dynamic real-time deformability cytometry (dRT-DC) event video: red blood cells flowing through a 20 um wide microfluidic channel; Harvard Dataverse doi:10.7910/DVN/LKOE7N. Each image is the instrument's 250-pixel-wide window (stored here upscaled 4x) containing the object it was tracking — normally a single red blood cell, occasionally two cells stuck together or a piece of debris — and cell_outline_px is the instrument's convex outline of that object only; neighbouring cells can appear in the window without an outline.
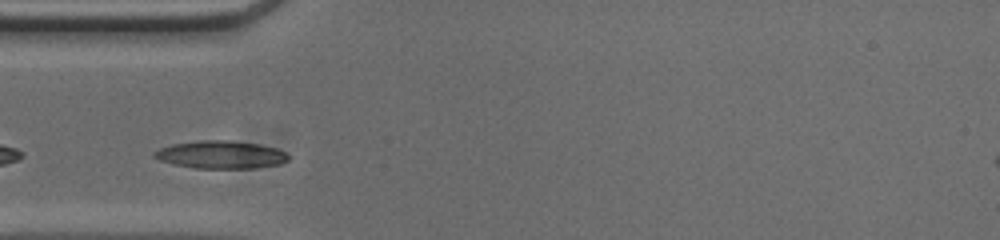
{"species": "common noctule bat (a hibernating species)", "species_latin": "Nyctalus noctula", "temperature_condition": "cold", "stored_images_in_passage": 31, "camera_frame_rate_fps": 3000, "um_per_image_px": 0.085, "animal": {"sex": "male", "body_mass_g": 20.0, "forearm_length_mm": 53.3}, "frame": {"image": 1, "passage_image": 2, "time_ms": 0.333, "image_size_px": [1000, 240], "cell_outline_px": [[288, 160], [280, 164], [252, 168], [196, 168], [172, 164], [160, 160], [152, 156], [152, 152], [160, 148], [172, 144], [200, 140], [228, 140], [260, 144], [276, 148], [284, 152], [288, 156]], "centroid_in_image_um": [18.73, 13.14], "position_along_channel_um": 66.3, "area_um2": 21.68}}
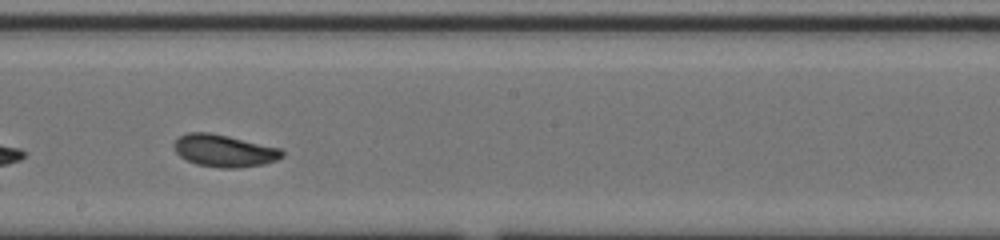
{"frame": {"image": 2, "passage_image": 15, "time_ms": 4.667, "image_size_px": [1000, 240], "cell_outline_px": [[284, 156], [276, 160], [264, 164], [236, 168], [220, 168], [196, 164], [180, 156], [172, 148], [172, 144], [180, 136], [188, 132], [208, 132], [228, 136], [280, 148], [284, 152]], "centroid_in_image_um": [19.04, 12.81], "position_along_channel_um": 229.2, "area_um2": 20.29}}
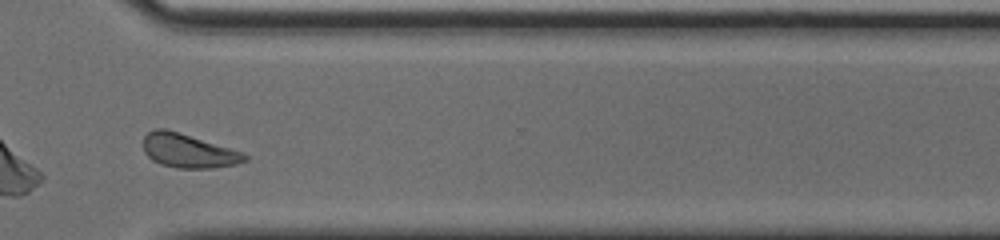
{"frame": {"image": 3, "passage_image": 25, "time_ms": 8.0, "image_size_px": [1000, 240], "cell_outline_px": [[248, 160], [236, 164], [212, 168], [176, 168], [160, 164], [152, 160], [144, 152], [144, 136], [148, 132], [156, 128], [164, 128], [244, 152], [248, 156]], "centroid_in_image_um": [16.01, 12.83], "position_along_channel_um": 354.6, "area_um2": 19.94}, "authors_computed_cell_mechanics": {"area_um2": 19.7676, "velocity_mm_per_s": 3.7547, "shape_relaxation_time_tau1_ms": 2.2379, "shape_relaxation_time_tau2_ms": null, "deformation_change_tau1": 0.0883, "deformation_change_tau2": null}}